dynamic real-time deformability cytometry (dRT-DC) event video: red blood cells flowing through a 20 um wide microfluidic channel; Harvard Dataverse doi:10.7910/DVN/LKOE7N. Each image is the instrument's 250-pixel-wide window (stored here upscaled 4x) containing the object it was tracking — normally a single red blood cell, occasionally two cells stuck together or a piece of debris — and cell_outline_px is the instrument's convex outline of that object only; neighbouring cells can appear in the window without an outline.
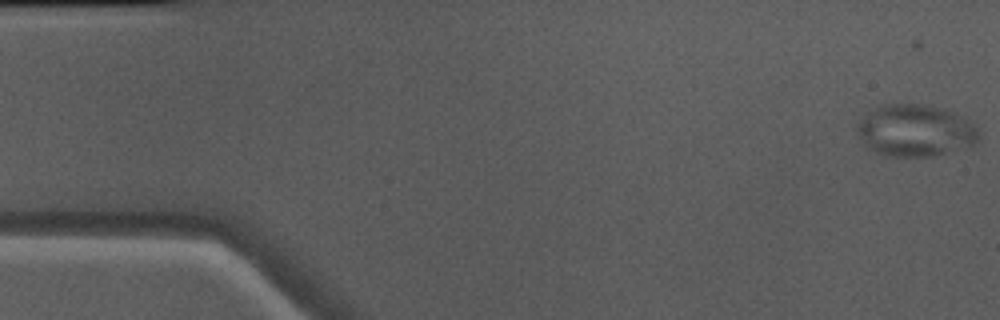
{"species": "Egyptian fruit bat (a non-hibernating species)", "species_latin": "Rousettus aegyptiacus", "temperature_condition": "warm", "stored_images_in_passage": 49, "camera_frame_rate_fps": 3000, "um_per_image_px": 0.085, "animal": {"sex": "male"}, "frame": {"image": 1, "passage_image": 1, "time_ms": 0.0, "image_size_px": [1000, 320], "cell_outline_px": [[980, 140], [976, 144], [936, 156], [884, 156], [868, 148], [864, 144], [856, 132], [856, 128], [860, 120], [868, 112], [880, 104], [924, 104], [944, 108], [964, 116], [976, 124], [980, 132]], "centroid_in_image_um": [77.85, 11.09], "position_along_channel_um": 7.2, "area_um2": 37.51}}
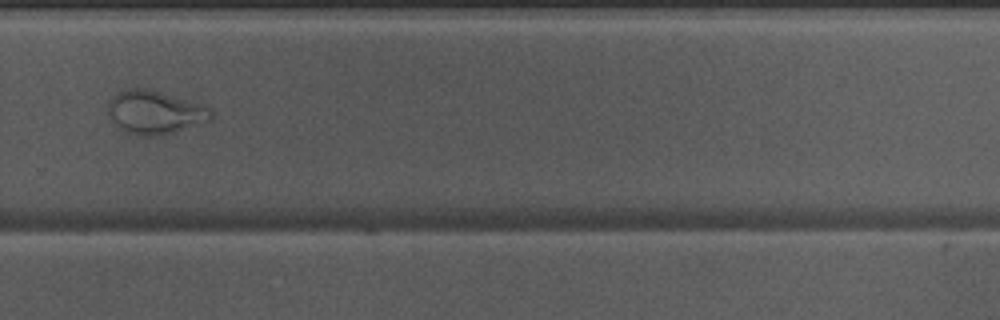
{"frame": {"image": 2, "passage_image": 34, "time_ms": 11.0, "image_size_px": [1000, 320], "cell_outline_px": [[212, 120], [204, 124], [156, 136], [140, 136], [124, 132], [112, 124], [108, 112], [108, 104], [112, 96], [120, 92], [132, 88], [148, 88], [208, 104], [212, 108]], "centroid_in_image_um": [13.23, 9.55], "position_along_channel_um": 316.6, "area_um2": 26.88}}
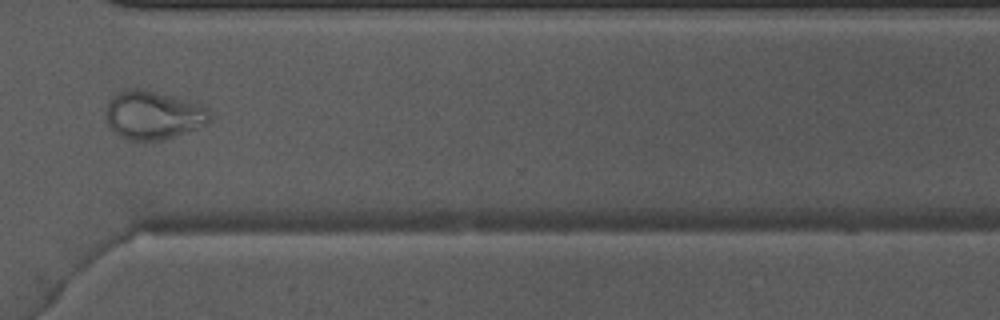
{"frame": {"image": 3, "passage_image": 37, "time_ms": 12.0, "image_size_px": [1000, 320], "cell_outline_px": [[212, 120], [208, 124], [160, 140], [132, 140], [120, 136], [108, 124], [104, 112], [112, 96], [116, 92], [124, 88], [144, 88], [188, 100], [208, 108]], "centroid_in_image_um": [13.01, 9.74], "position_along_channel_um": 357.6, "area_um2": 29.42}}